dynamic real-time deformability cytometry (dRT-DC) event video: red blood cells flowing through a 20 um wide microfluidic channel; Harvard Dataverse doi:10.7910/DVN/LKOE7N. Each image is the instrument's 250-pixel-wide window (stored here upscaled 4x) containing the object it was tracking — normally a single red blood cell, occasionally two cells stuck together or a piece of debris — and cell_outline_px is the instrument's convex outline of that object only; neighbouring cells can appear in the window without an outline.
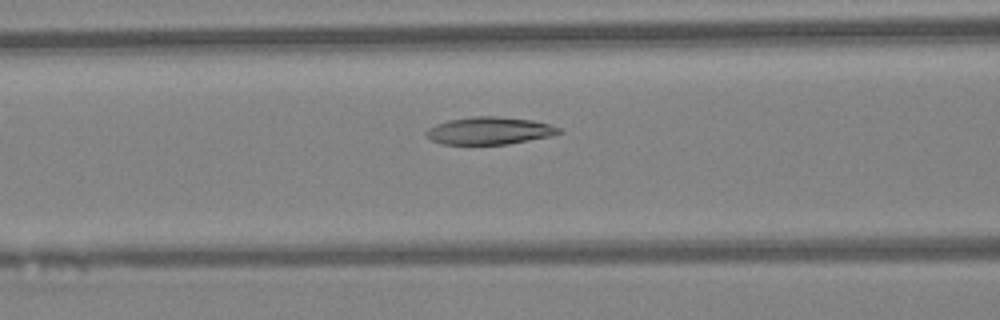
{"species": "Egyptian fruit bat (a non-hibernating species)", "species_latin": "Rousettus aegyptiacus", "temperature_condition": "warm", "stored_images_in_passage": 33, "camera_frame_rate_fps": 3000, "um_per_image_px": 0.085, "animal": {"sex": "female"}, "frame": {"image": 1, "passage_image": 5, "time_ms": 1.333, "image_size_px": [1000, 320], "cell_outline_px": [[564, 132], [552, 136], [508, 144], [440, 144], [432, 140], [424, 132], [428, 128], [436, 124], [448, 120], [472, 116], [496, 116], [532, 120], [548, 124], [560, 128]], "centroid_in_image_um": [41.61, 11.11], "position_along_channel_um": 125.0, "area_um2": 21.27}}
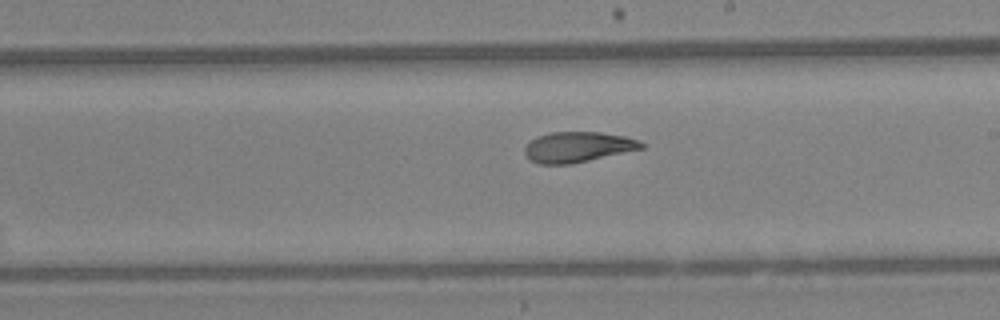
{"frame": {"image": 2, "passage_image": 13, "time_ms": 4.0, "image_size_px": [1000, 320], "cell_outline_px": [[644, 148], [572, 164], [540, 164], [532, 160], [524, 152], [524, 148], [536, 136], [552, 132], [600, 132], [624, 136], [640, 140], [644, 144]], "centroid_in_image_um": [49.14, 12.49], "position_along_channel_um": 239.9, "area_um2": 20.58}}
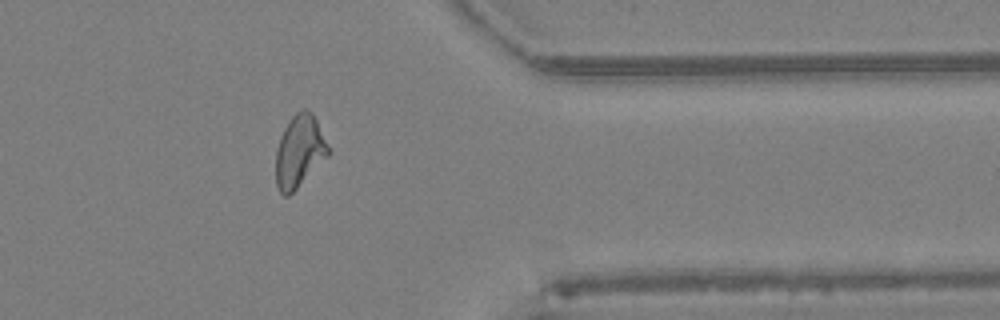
{"frame": {"image": 3, "passage_image": 24, "time_ms": 7.667, "image_size_px": [1000, 320], "cell_outline_px": [[332, 152], [288, 196], [284, 196], [280, 192], [276, 184], [276, 148], [280, 136], [288, 120], [296, 112], [304, 108], [312, 112]], "centroid_in_image_um": [25.44, 12.83], "position_along_channel_um": 386.0, "area_um2": 22.02}, "authors_computed_cell_mechanics": {"area_um2": 21.4438, "velocity_mm_per_s": 4.3421, "shape_relaxation_time_tau1_ms": null, "shape_relaxation_time_tau2_ms": 3.3302, "deformation_change_tau1": null, "deformation_change_tau2": 0.0951}}